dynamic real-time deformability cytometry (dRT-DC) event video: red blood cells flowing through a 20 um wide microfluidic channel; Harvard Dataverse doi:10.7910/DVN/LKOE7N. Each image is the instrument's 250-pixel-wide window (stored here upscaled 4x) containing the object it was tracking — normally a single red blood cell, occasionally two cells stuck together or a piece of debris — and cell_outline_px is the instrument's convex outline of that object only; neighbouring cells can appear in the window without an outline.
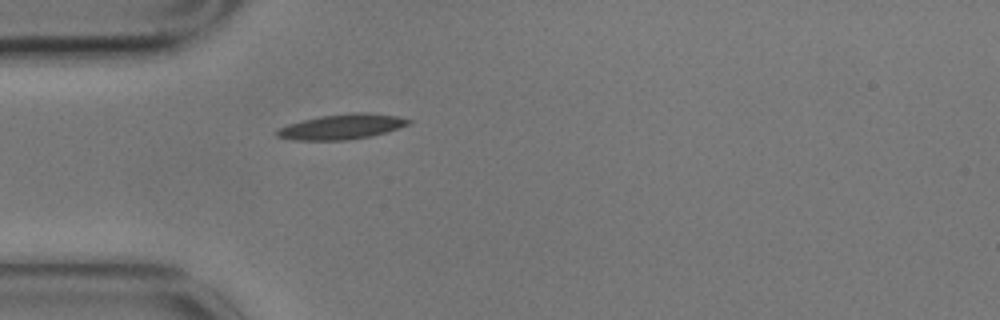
{"species": "common noctule bat (a hibernating species)", "species_latin": "Nyctalus noctula", "temperature_condition": "cold", "stored_images_in_passage": 1, "camera_frame_rate_fps": 3000, "um_per_image_px": 0.085, "animal": {"sex": "male", "body_mass_g": 17.9}, "frame": {"image": 1, "passage_image": 1, "time_ms": 0.0, "image_size_px": [1000, 320], "cell_outline_px": [[412, 124], [384, 132], [368, 136], [348, 140], [292, 140], [276, 136], [276, 128], [288, 124], [320, 116], [352, 112], [368, 112], [396, 116], [412, 120]], "centroid_in_image_um": [29.03, 10.76], "position_along_channel_um": 56.0, "area_um2": 19.25}}